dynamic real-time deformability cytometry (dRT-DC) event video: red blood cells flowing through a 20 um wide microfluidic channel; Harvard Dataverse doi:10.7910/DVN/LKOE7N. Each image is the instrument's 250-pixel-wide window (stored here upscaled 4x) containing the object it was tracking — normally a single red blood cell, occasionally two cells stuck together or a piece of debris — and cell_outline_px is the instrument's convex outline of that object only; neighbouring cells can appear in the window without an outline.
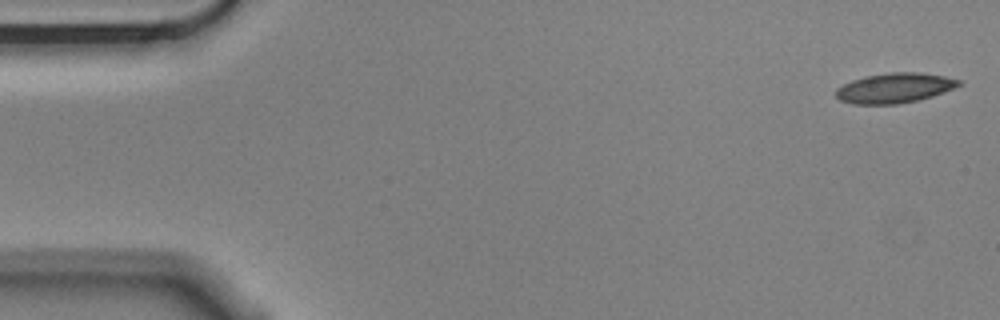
{"species": "Egyptian fruit bat (a non-hibernating species)", "species_latin": "Rousettus aegyptiacus", "temperature_condition": "cold", "stored_images_in_passage": 5, "camera_frame_rate_fps": 3000, "um_per_image_px": 0.085, "animal": {"sex": "male"}, "frame": {"image": 1, "passage_image": 1, "time_ms": 0.0, "image_size_px": [1000, 320], "cell_outline_px": [[960, 84], [944, 92], [932, 96], [916, 100], [896, 104], [852, 104], [840, 100], [836, 96], [836, 88], [852, 80], [864, 76], [892, 72], [920, 72], [944, 76], [960, 80]], "centroid_in_image_um": [76.0, 7.47], "position_along_channel_um": 9.0, "area_um2": 21.27}}
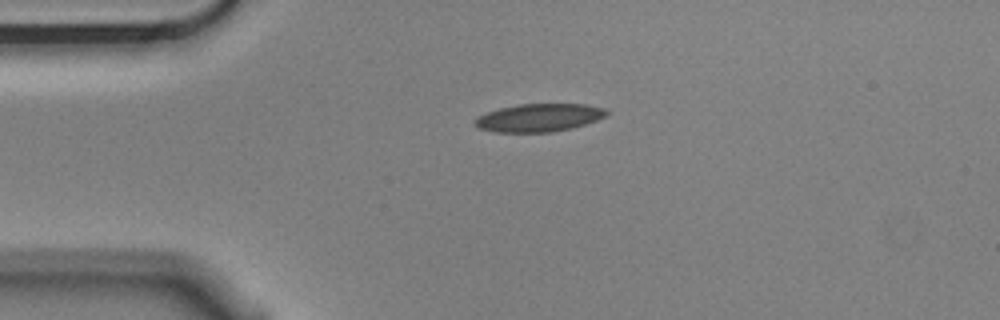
{"frame": {"image": 2, "passage_image": 4, "time_ms": 1.0, "image_size_px": [1000, 320], "cell_outline_px": [[608, 116], [572, 128], [552, 132], [492, 132], [476, 128], [472, 124], [480, 116], [488, 112], [500, 108], [520, 104], [584, 104], [604, 108], [608, 112]], "centroid_in_image_um": [45.81, 10.01], "position_along_channel_um": 39.2, "area_um2": 21.44}}